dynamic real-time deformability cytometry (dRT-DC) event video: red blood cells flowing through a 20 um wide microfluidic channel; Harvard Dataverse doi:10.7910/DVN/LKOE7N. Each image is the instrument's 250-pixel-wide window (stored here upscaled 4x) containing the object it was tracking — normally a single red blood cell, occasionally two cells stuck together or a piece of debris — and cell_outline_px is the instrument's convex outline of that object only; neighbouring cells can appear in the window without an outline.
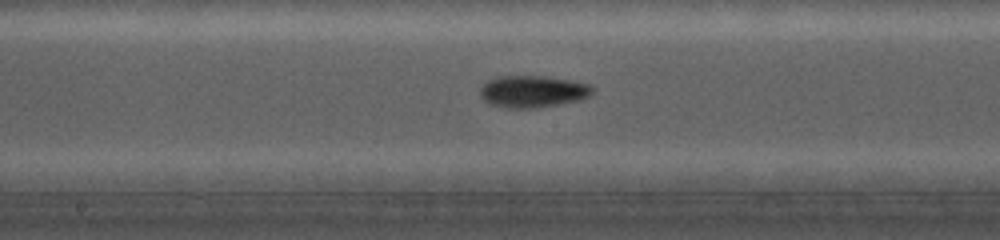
{"species": "common noctule bat (a hibernating species)", "species_latin": "Nyctalus noctula", "temperature_condition": "cold", "stored_images_in_passage": 73, "camera_frame_rate_fps": 5000, "um_per_image_px": 0.085, "animal": {"sex": "female", "body_mass_g": 19.0, "forearm_length_mm": 56.7}, "frame": {"image": 1, "passage_image": 39, "time_ms": 7.6, "image_size_px": [1000, 240], "cell_outline_px": [[592, 92], [588, 96], [576, 100], [556, 104], [532, 108], [508, 108], [492, 104], [484, 100], [480, 96], [480, 88], [488, 80], [500, 76], [544, 76], [592, 84]], "centroid_in_image_um": [45.25, 7.76], "position_along_channel_um": 203.0, "area_um2": 20.52}}
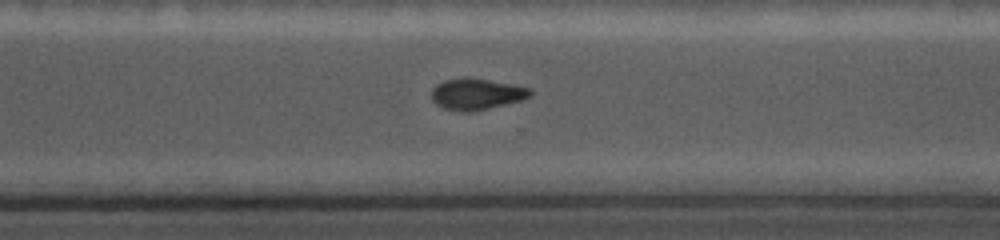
{"frame": {"image": 2, "passage_image": 56, "time_ms": 11.0, "image_size_px": [1000, 240], "cell_outline_px": [[532, 96], [524, 100], [472, 112], [464, 112], [444, 108], [436, 104], [432, 100], [432, 88], [436, 84], [444, 80], [460, 76], [488, 80], [512, 84], [532, 88]], "centroid_in_image_um": [40.52, 7.99], "position_along_channel_um": 330.1, "area_um2": 18.26}}
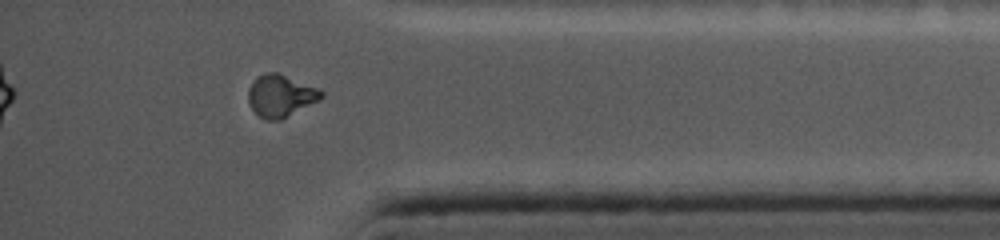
{"frame": {"image": 3, "passage_image": 67, "time_ms": 13.2, "image_size_px": [1000, 240], "cell_outline_px": [[324, 96], [320, 100], [280, 120], [264, 120], [252, 108], [248, 100], [248, 88], [252, 80], [256, 76], [264, 72], [276, 72], [320, 88], [324, 92]], "centroid_in_image_um": [23.86, 8.12], "position_along_channel_um": 411.3, "area_um2": 18.15}}